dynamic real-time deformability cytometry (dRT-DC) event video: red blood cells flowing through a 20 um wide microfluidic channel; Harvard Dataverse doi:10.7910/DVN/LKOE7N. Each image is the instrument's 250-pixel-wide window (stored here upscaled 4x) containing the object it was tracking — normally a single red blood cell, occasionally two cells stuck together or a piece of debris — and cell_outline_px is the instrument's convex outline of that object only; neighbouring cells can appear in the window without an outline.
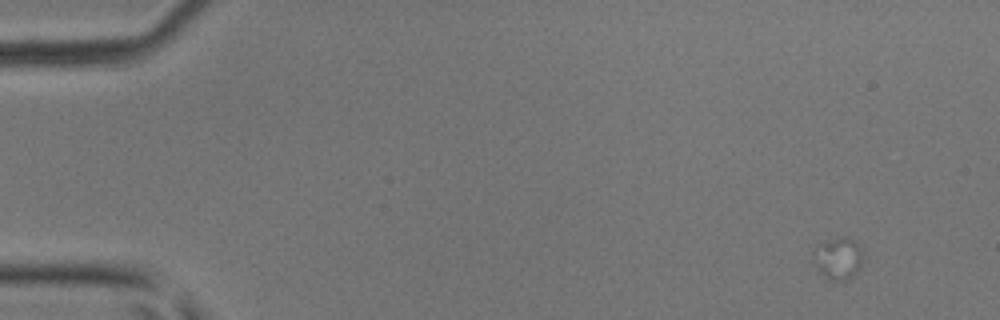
{"species": "common noctule bat (a hibernating species)", "species_latin": "Nyctalus noctula", "temperature_condition": "room temperature", "stored_images_in_passage": 6, "camera_frame_rate_fps": 3000, "um_per_image_px": 0.085, "animal": {"sex": "male", "body_mass_g": 17.9, "forearm_length_mm": 54.2}, "frame": {"image": 1, "passage_image": 1, "time_ms": 0.0, "image_size_px": [1000, 320], "cell_outline_px": [[860, 264], [856, 272], [852, 276], [844, 280], [836, 280], [824, 276], [812, 264], [812, 248], [832, 240], [844, 236], [852, 240], [860, 248]], "centroid_in_image_um": [71.15, 21.97], "position_along_channel_um": 13.8, "area_um2": 11.68}}